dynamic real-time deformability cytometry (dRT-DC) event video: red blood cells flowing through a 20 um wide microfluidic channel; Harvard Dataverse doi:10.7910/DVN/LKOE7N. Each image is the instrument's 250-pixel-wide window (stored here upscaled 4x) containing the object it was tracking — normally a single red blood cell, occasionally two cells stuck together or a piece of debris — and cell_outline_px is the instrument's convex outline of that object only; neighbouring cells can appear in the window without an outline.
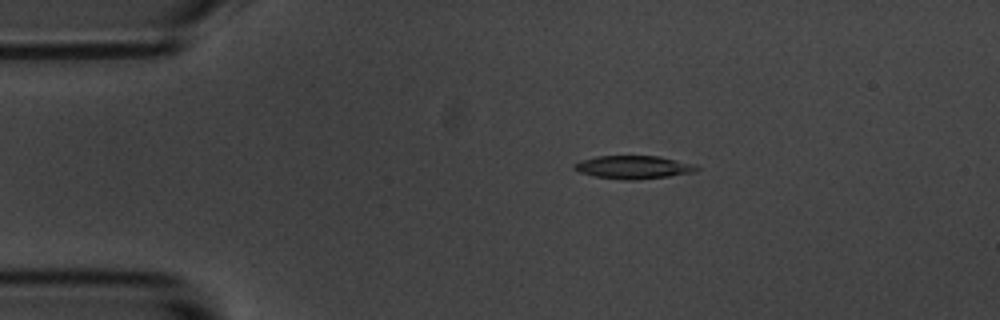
{"species": "common noctule bat (a hibernating species)", "species_latin": "Nyctalus noctula", "temperature_condition": "room temperature", "stored_images_in_passage": 6, "camera_frame_rate_fps": 3000, "um_per_image_px": 0.085, "animal": {"sex": "male", "body_mass_g": 20.1, "forearm_length_mm": 53.5}, "frame": {"image": 1, "passage_image": 3, "time_ms": 2.333, "image_size_px": [1000, 320], "cell_outline_px": [[700, 168], [692, 172], [668, 176], [636, 180], [628, 180], [596, 176], [580, 172], [572, 168], [572, 164], [580, 160], [596, 156], [656, 156], [692, 164]], "centroid_in_image_um": [53.76, 14.21], "position_along_channel_um": 31.2, "area_um2": 16.18}}
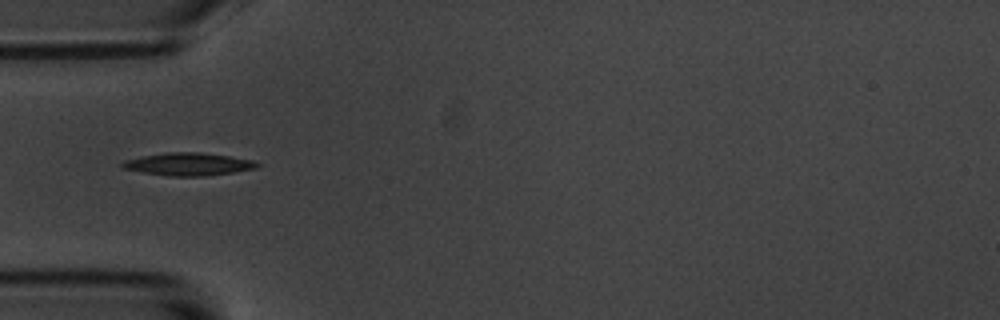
{"frame": {"image": 2, "passage_image": 5, "time_ms": 4.667, "image_size_px": [1000, 320], "cell_outline_px": [[260, 164], [256, 168], [232, 172], [204, 176], [168, 176], [144, 172], [124, 168], [120, 164], [124, 160], [144, 156], [168, 152], [200, 152], [228, 156], [252, 160]], "centroid_in_image_um": [16.01, 13.95], "position_along_channel_um": 69.0, "area_um2": 17.51}}